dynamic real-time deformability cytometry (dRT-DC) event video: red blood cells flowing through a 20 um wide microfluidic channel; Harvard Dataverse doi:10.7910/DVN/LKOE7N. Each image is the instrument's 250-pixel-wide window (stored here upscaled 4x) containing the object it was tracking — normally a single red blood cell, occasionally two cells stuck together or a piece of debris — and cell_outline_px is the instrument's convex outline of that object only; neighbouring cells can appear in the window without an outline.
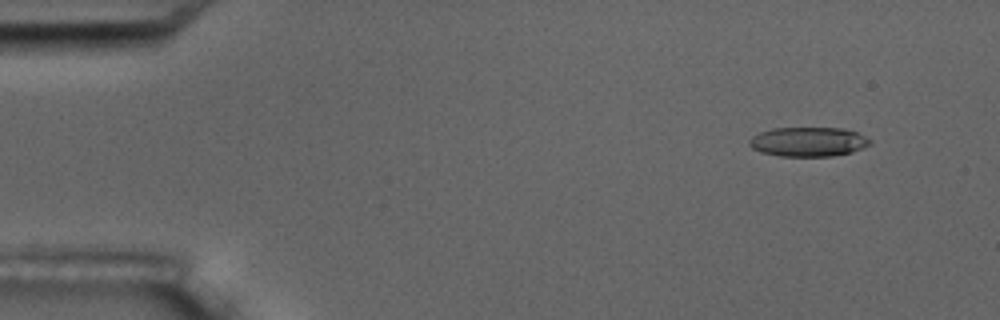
{"species": "common noctule bat (a hibernating species)", "species_latin": "Nyctalus noctula", "temperature_condition": "room temperature", "stored_images_in_passage": 8, "camera_frame_rate_fps": 3000, "um_per_image_px": 0.085, "animal": {"sex": "male", "body_mass_g": 17.5, "forearm_length_mm": 52.3}, "frame": {"image": 1, "passage_image": 2, "time_ms": 1.333, "image_size_px": [1000, 320], "cell_outline_px": [[872, 144], [864, 148], [852, 152], [832, 156], [780, 156], [764, 152], [752, 148], [748, 144], [748, 140], [752, 136], [760, 132], [772, 128], [840, 128], [856, 132], [872, 140]], "centroid_in_image_um": [68.72, 12.05], "position_along_channel_um": 16.3, "area_um2": 20.69}}
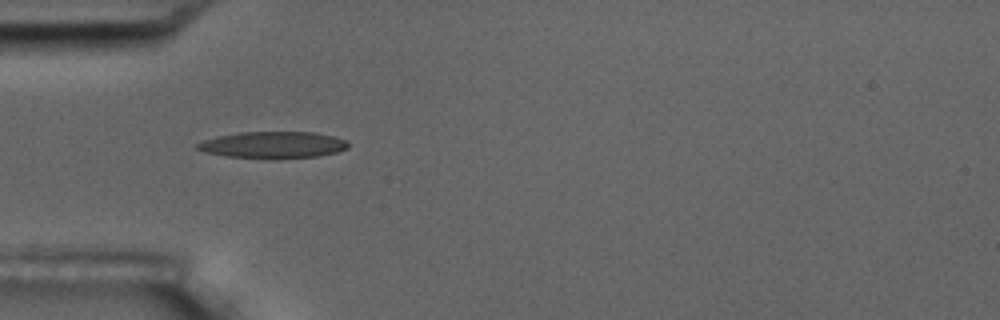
{"frame": {"image": 2, "passage_image": 5, "time_ms": 5.333, "image_size_px": [1000, 320], "cell_outline_px": [[348, 148], [336, 152], [316, 156], [276, 160], [268, 160], [224, 156], [204, 152], [196, 148], [196, 144], [204, 140], [220, 136], [240, 132], [316, 132], [348, 140]], "centroid_in_image_um": [23.21, 12.34], "position_along_channel_um": 61.8, "area_um2": 23.87}}
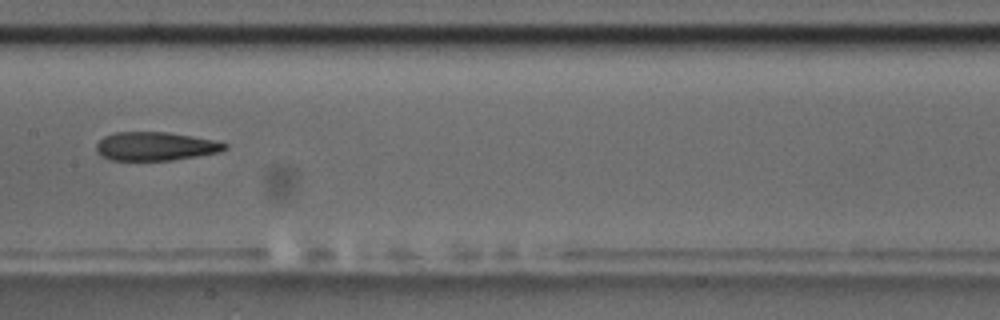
{"frame": {"image": 3, "passage_image": 8, "time_ms": 9.0, "image_size_px": [1000, 320], "cell_outline_px": [[228, 148], [220, 152], [172, 160], [112, 160], [100, 156], [96, 152], [96, 144], [104, 136], [116, 132], [168, 132], [192, 136], [212, 140], [228, 144]], "centroid_in_image_um": [13.19, 12.43], "position_along_channel_um": 194.2, "area_um2": 21.39}}